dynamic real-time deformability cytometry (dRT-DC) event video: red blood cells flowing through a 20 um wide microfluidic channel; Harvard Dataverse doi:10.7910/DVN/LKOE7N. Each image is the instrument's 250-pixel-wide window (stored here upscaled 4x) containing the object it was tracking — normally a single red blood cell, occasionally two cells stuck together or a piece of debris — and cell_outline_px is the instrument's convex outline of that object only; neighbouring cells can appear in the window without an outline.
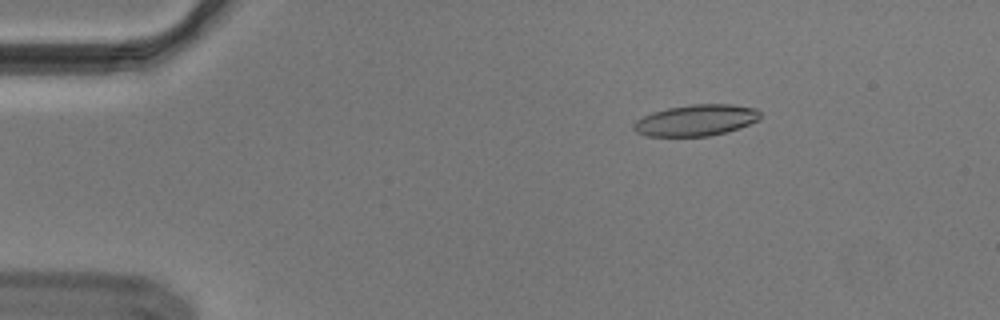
{"species": "Egyptian fruit bat (a non-hibernating species)", "species_latin": "Rousettus aegyptiacus", "temperature_condition": "cold", "stored_images_in_passage": 55, "camera_frame_rate_fps": 3000, "um_per_image_px": 0.085, "animal": {"sex": "male"}, "frame": {"image": 1, "passage_image": 9, "time_ms": 2.667, "image_size_px": [1000, 320], "cell_outline_px": [[760, 120], [740, 128], [708, 136], [644, 136], [636, 132], [632, 128], [632, 124], [636, 120], [652, 112], [668, 108], [692, 104], [732, 104], [756, 108], [760, 112]], "centroid_in_image_um": [59.16, 10.22], "position_along_channel_um": 25.8, "area_um2": 23.18}}
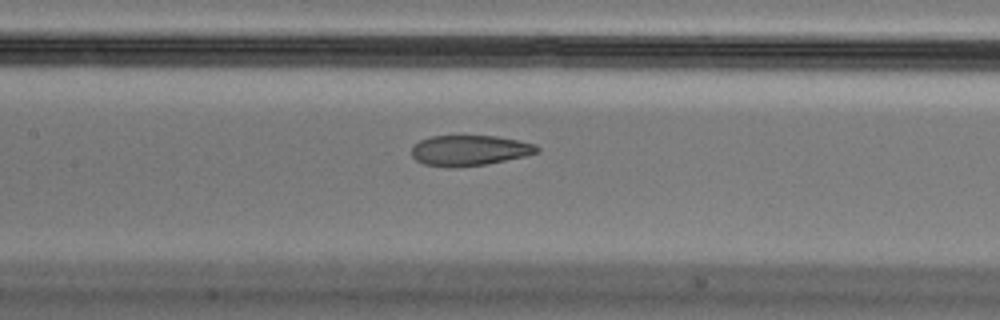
{"frame": {"image": 2, "passage_image": 26, "time_ms": 8.333, "image_size_px": [1000, 320], "cell_outline_px": [[540, 152], [524, 156], [488, 164], [448, 168], [424, 164], [416, 160], [412, 156], [412, 144], [420, 140], [432, 136], [496, 136], [520, 140], [536, 144], [540, 148]], "centroid_in_image_um": [39.92, 12.78], "position_along_channel_um": 167.5, "area_um2": 22.48}}
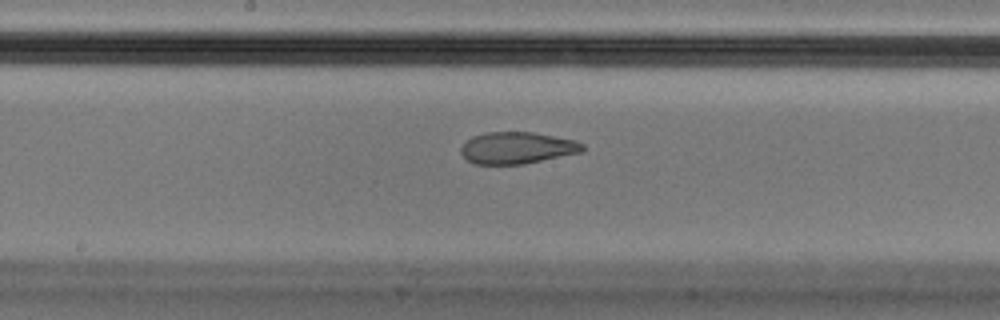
{"frame": {"image": 3, "passage_image": 29, "time_ms": 9.333, "image_size_px": [1000, 320], "cell_outline_px": [[584, 152], [524, 164], [472, 164], [460, 152], [460, 148], [472, 136], [488, 132], [532, 132], [572, 140], [584, 144]], "centroid_in_image_um": [43.95, 12.58], "position_along_channel_um": 204.2, "area_um2": 22.43}, "authors_computed_cell_mechanics": {"area_um2": 23.5824, "velocity_mm_per_s": 3.6867, "shape_relaxation_time_tau1_ms": null, "shape_relaxation_time_tau2_ms": 1.4305, "deformation_change_tau1": null, "deformation_change_tau2": 0.0711}}